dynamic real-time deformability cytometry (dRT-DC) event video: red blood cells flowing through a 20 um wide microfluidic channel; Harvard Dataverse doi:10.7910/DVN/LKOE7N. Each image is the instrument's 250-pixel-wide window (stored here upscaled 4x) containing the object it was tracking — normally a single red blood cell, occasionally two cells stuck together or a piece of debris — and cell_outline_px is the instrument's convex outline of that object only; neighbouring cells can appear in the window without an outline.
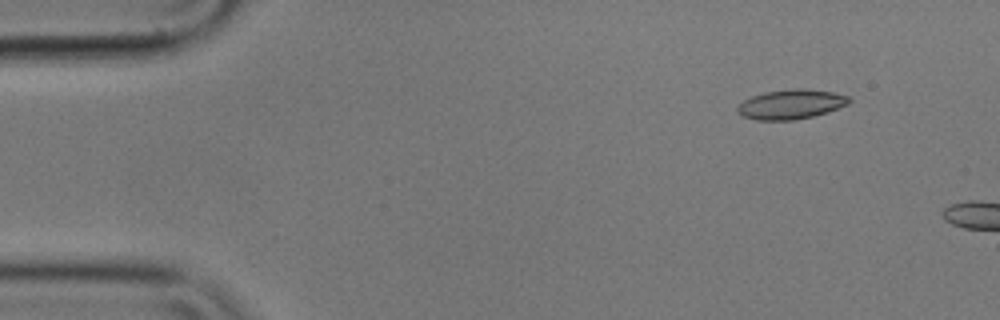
{"species": "common noctule bat (a hibernating species)", "species_latin": "Nyctalus noctula", "temperature_condition": "cold", "stored_images_in_passage": 10, "camera_frame_rate_fps": 3000, "um_per_image_px": 0.085, "animal": {"sex": "male", "body_mass_g": 17.9}, "frame": {"image": 1, "passage_image": 6, "time_ms": 1.667, "image_size_px": [1000, 320], "cell_outline_px": [[852, 100], [848, 104], [828, 112], [812, 116], [792, 120], [756, 120], [744, 116], [736, 112], [736, 108], [744, 100], [752, 96], [764, 92], [796, 88], [800, 88], [832, 92], [848, 96]], "centroid_in_image_um": [67.23, 8.86], "position_along_channel_um": 17.8, "area_um2": 19.13}}